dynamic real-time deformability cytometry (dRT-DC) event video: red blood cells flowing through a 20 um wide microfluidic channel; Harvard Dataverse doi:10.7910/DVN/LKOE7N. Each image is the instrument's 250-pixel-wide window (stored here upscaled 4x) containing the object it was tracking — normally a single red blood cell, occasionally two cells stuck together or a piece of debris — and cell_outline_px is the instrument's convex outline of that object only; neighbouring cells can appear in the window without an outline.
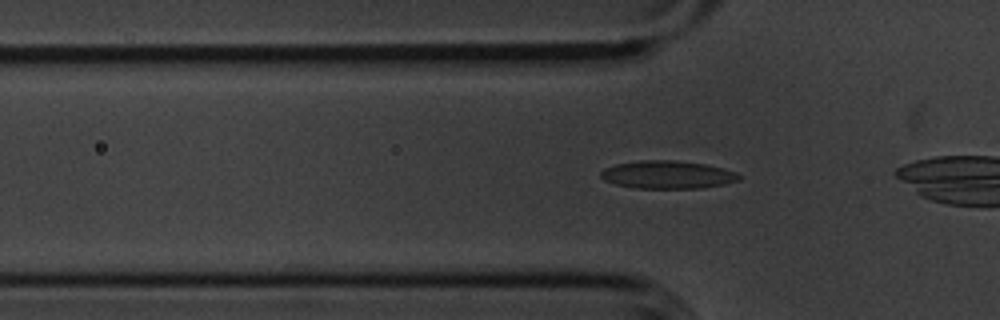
{"species": "common noctule bat (a hibernating species)", "species_latin": "Nyctalus noctula", "temperature_condition": "cold", "stored_images_in_passage": 31, "camera_frame_rate_fps": 3000, "um_per_image_px": 0.085, "animal": {"sex": "male", "body_mass_g": 20.1, "forearm_length_mm": 53.5}, "frame": {"image": 1, "passage_image": 4, "time_ms": 1.0, "image_size_px": [1000, 320], "cell_outline_px": [[740, 180], [724, 184], [700, 188], [636, 188], [616, 184], [604, 180], [600, 176], [600, 172], [604, 168], [616, 164], [640, 160], [676, 160], [704, 164], [724, 168], [736, 172], [740, 176]], "centroid_in_image_um": [56.74, 14.84], "position_along_channel_um": 69.1, "area_um2": 22.48}}
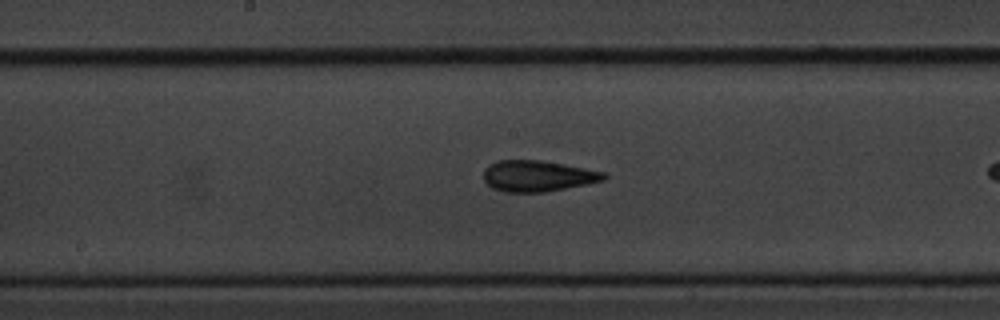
{"frame": {"image": 2, "passage_image": 15, "time_ms": 4.667, "image_size_px": [1000, 320], "cell_outline_px": [[608, 176], [604, 180], [588, 184], [544, 192], [504, 192], [492, 188], [484, 180], [484, 168], [488, 164], [496, 160], [540, 160], [584, 168], [604, 172]], "centroid_in_image_um": [45.67, 14.96], "position_along_channel_um": 202.5, "area_um2": 21.79}}
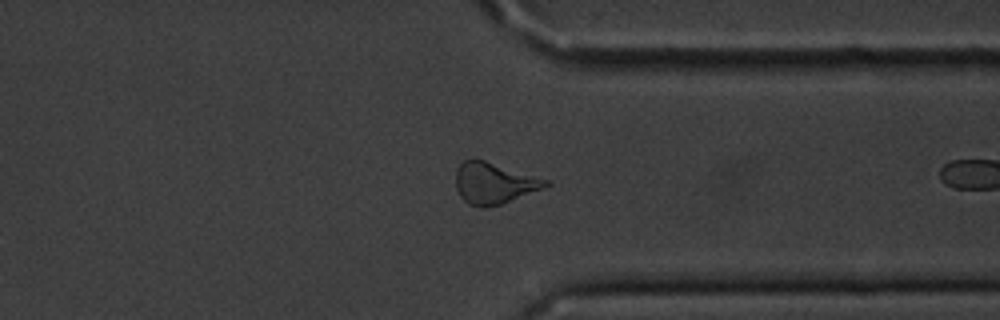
{"frame": {"image": 3, "passage_image": 29, "time_ms": 9.333, "image_size_px": [1000, 320], "cell_outline_px": [[552, 184], [544, 188], [500, 204], [484, 208], [480, 208], [468, 204], [460, 196], [456, 188], [456, 168], [464, 160], [472, 156], [548, 180]], "centroid_in_image_um": [41.95, 15.55], "position_along_channel_um": 369.5, "area_um2": 21.73}}